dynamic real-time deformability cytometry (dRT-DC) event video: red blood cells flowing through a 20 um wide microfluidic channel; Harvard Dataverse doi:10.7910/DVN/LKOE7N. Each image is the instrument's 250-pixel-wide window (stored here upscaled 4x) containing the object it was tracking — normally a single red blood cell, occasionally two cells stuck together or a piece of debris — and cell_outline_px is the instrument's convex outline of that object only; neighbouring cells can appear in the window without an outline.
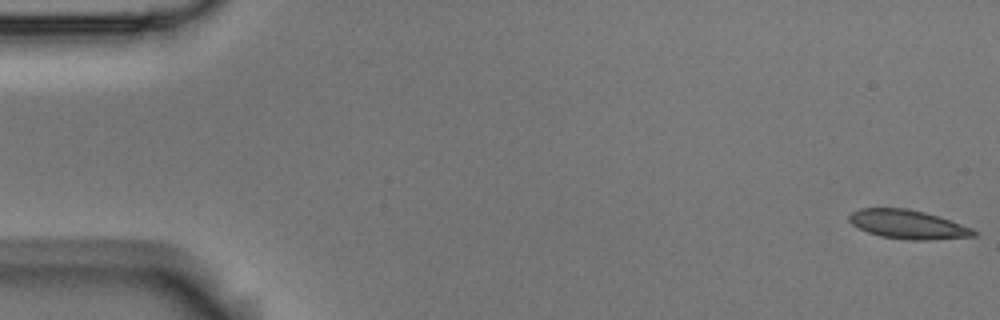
{"species": "Egyptian fruit bat (a non-hibernating species)", "species_latin": "Rousettus aegyptiacus", "temperature_condition": "room temperature", "stored_images_in_passage": 4, "camera_frame_rate_fps": 3000, "um_per_image_px": 0.085, "animal": {"sex": "male"}, "frame": {"image": 1, "passage_image": 1, "time_ms": 0.0, "image_size_px": [1000, 320], "cell_outline_px": [[980, 232], [976, 236], [928, 240], [912, 240], [880, 236], [868, 232], [852, 224], [848, 220], [848, 216], [852, 212], [860, 208], [908, 208], [940, 216], [972, 228]], "centroid_in_image_um": [77.2, 19.07], "position_along_channel_um": 7.8, "area_um2": 21.04}}
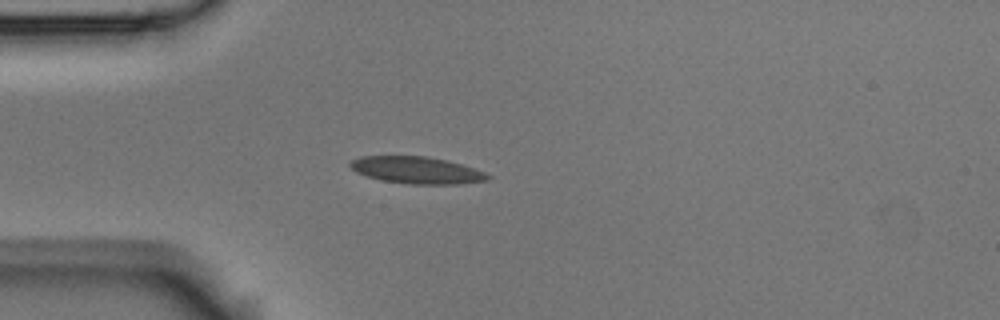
{"frame": {"image": 2, "passage_image": 4, "time_ms": 1.0, "image_size_px": [1000, 320], "cell_outline_px": [[492, 176], [488, 180], [460, 184], [408, 184], [380, 180], [356, 172], [348, 164], [352, 160], [360, 156], [424, 156], [448, 160], [484, 172]], "centroid_in_image_um": [35.41, 14.47], "position_along_channel_um": 49.6, "area_um2": 21.56}}